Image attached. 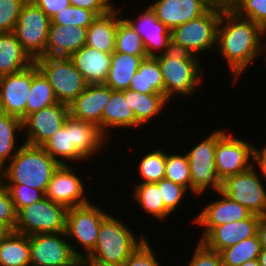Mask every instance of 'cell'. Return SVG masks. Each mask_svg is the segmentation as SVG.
<instances>
[{
    "instance_id": "1",
    "label": "cell",
    "mask_w": 266,
    "mask_h": 266,
    "mask_svg": "<svg viewBox=\"0 0 266 266\" xmlns=\"http://www.w3.org/2000/svg\"><path fill=\"white\" fill-rule=\"evenodd\" d=\"M216 49L232 74L233 85L262 55V27L224 7L217 29Z\"/></svg>"
},
{
    "instance_id": "2",
    "label": "cell",
    "mask_w": 266,
    "mask_h": 266,
    "mask_svg": "<svg viewBox=\"0 0 266 266\" xmlns=\"http://www.w3.org/2000/svg\"><path fill=\"white\" fill-rule=\"evenodd\" d=\"M59 166L41 146L24 143L7 166L0 170V176L3 184H22L45 194Z\"/></svg>"
},
{
    "instance_id": "3",
    "label": "cell",
    "mask_w": 266,
    "mask_h": 266,
    "mask_svg": "<svg viewBox=\"0 0 266 266\" xmlns=\"http://www.w3.org/2000/svg\"><path fill=\"white\" fill-rule=\"evenodd\" d=\"M156 58L164 82V95L169 101L177 95L190 97L204 81L200 58L188 54L185 50L170 47Z\"/></svg>"
},
{
    "instance_id": "4",
    "label": "cell",
    "mask_w": 266,
    "mask_h": 266,
    "mask_svg": "<svg viewBox=\"0 0 266 266\" xmlns=\"http://www.w3.org/2000/svg\"><path fill=\"white\" fill-rule=\"evenodd\" d=\"M129 228L109 212L101 223L94 249L81 260L123 266L130 254L146 239L143 234L136 237V233Z\"/></svg>"
},
{
    "instance_id": "5",
    "label": "cell",
    "mask_w": 266,
    "mask_h": 266,
    "mask_svg": "<svg viewBox=\"0 0 266 266\" xmlns=\"http://www.w3.org/2000/svg\"><path fill=\"white\" fill-rule=\"evenodd\" d=\"M224 7V2L216 3L200 17L174 28L171 47L197 58L199 53L216 50L217 29Z\"/></svg>"
},
{
    "instance_id": "6",
    "label": "cell",
    "mask_w": 266,
    "mask_h": 266,
    "mask_svg": "<svg viewBox=\"0 0 266 266\" xmlns=\"http://www.w3.org/2000/svg\"><path fill=\"white\" fill-rule=\"evenodd\" d=\"M94 203L90 201L84 205L68 208L67 211L65 233L67 239H72L71 241L75 242L70 244L74 254L80 260L94 249L101 223L109 214ZM77 246L82 249L78 250Z\"/></svg>"
},
{
    "instance_id": "7",
    "label": "cell",
    "mask_w": 266,
    "mask_h": 266,
    "mask_svg": "<svg viewBox=\"0 0 266 266\" xmlns=\"http://www.w3.org/2000/svg\"><path fill=\"white\" fill-rule=\"evenodd\" d=\"M34 62L60 103L71 104L88 85L70 57L41 56Z\"/></svg>"
},
{
    "instance_id": "8",
    "label": "cell",
    "mask_w": 266,
    "mask_h": 266,
    "mask_svg": "<svg viewBox=\"0 0 266 266\" xmlns=\"http://www.w3.org/2000/svg\"><path fill=\"white\" fill-rule=\"evenodd\" d=\"M67 211L66 206L45 196L17 212L14 230L27 236L65 232Z\"/></svg>"
},
{
    "instance_id": "9",
    "label": "cell",
    "mask_w": 266,
    "mask_h": 266,
    "mask_svg": "<svg viewBox=\"0 0 266 266\" xmlns=\"http://www.w3.org/2000/svg\"><path fill=\"white\" fill-rule=\"evenodd\" d=\"M207 135L208 137H204L205 139L186 153L191 175V192L195 196H203L205 191L208 193L207 189H212V193L219 191L222 184L215 166L216 130Z\"/></svg>"
},
{
    "instance_id": "10",
    "label": "cell",
    "mask_w": 266,
    "mask_h": 266,
    "mask_svg": "<svg viewBox=\"0 0 266 266\" xmlns=\"http://www.w3.org/2000/svg\"><path fill=\"white\" fill-rule=\"evenodd\" d=\"M50 25L51 19L33 1L24 3L13 33L33 60L46 56Z\"/></svg>"
},
{
    "instance_id": "11",
    "label": "cell",
    "mask_w": 266,
    "mask_h": 266,
    "mask_svg": "<svg viewBox=\"0 0 266 266\" xmlns=\"http://www.w3.org/2000/svg\"><path fill=\"white\" fill-rule=\"evenodd\" d=\"M253 144L229 134L226 129L216 130L215 166L221 181L253 166L255 147Z\"/></svg>"
},
{
    "instance_id": "12",
    "label": "cell",
    "mask_w": 266,
    "mask_h": 266,
    "mask_svg": "<svg viewBox=\"0 0 266 266\" xmlns=\"http://www.w3.org/2000/svg\"><path fill=\"white\" fill-rule=\"evenodd\" d=\"M255 165L248 170L226 177L220 191L245 206L252 214L266 216V185Z\"/></svg>"
},
{
    "instance_id": "13",
    "label": "cell",
    "mask_w": 266,
    "mask_h": 266,
    "mask_svg": "<svg viewBox=\"0 0 266 266\" xmlns=\"http://www.w3.org/2000/svg\"><path fill=\"white\" fill-rule=\"evenodd\" d=\"M30 261L31 266H76L80 263L65 232L30 235Z\"/></svg>"
},
{
    "instance_id": "14",
    "label": "cell",
    "mask_w": 266,
    "mask_h": 266,
    "mask_svg": "<svg viewBox=\"0 0 266 266\" xmlns=\"http://www.w3.org/2000/svg\"><path fill=\"white\" fill-rule=\"evenodd\" d=\"M69 115V105L60 102L30 114L23 120L24 143L42 146L64 125Z\"/></svg>"
},
{
    "instance_id": "15",
    "label": "cell",
    "mask_w": 266,
    "mask_h": 266,
    "mask_svg": "<svg viewBox=\"0 0 266 266\" xmlns=\"http://www.w3.org/2000/svg\"><path fill=\"white\" fill-rule=\"evenodd\" d=\"M78 175L74 165H60L52 175L45 196L67 208L89 203L91 196L86 194L84 184L87 182Z\"/></svg>"
},
{
    "instance_id": "16",
    "label": "cell",
    "mask_w": 266,
    "mask_h": 266,
    "mask_svg": "<svg viewBox=\"0 0 266 266\" xmlns=\"http://www.w3.org/2000/svg\"><path fill=\"white\" fill-rule=\"evenodd\" d=\"M218 194L216 199L211 200L212 202L206 203L200 213L193 218L191 222L195 225L203 228L201 241L214 227L224 225L228 222L239 221L248 218L252 213L245 207L236 201H233L229 196L223 192L215 191L214 195ZM221 197V198H220Z\"/></svg>"
},
{
    "instance_id": "17",
    "label": "cell",
    "mask_w": 266,
    "mask_h": 266,
    "mask_svg": "<svg viewBox=\"0 0 266 266\" xmlns=\"http://www.w3.org/2000/svg\"><path fill=\"white\" fill-rule=\"evenodd\" d=\"M144 8L136 19H123L141 37L147 57H156L171 47V31L158 20L149 5Z\"/></svg>"
},
{
    "instance_id": "18",
    "label": "cell",
    "mask_w": 266,
    "mask_h": 266,
    "mask_svg": "<svg viewBox=\"0 0 266 266\" xmlns=\"http://www.w3.org/2000/svg\"><path fill=\"white\" fill-rule=\"evenodd\" d=\"M32 82V65L0 77V112L26 118V103Z\"/></svg>"
},
{
    "instance_id": "19",
    "label": "cell",
    "mask_w": 266,
    "mask_h": 266,
    "mask_svg": "<svg viewBox=\"0 0 266 266\" xmlns=\"http://www.w3.org/2000/svg\"><path fill=\"white\" fill-rule=\"evenodd\" d=\"M148 5L158 20L172 31L205 14L214 3L211 0H155Z\"/></svg>"
},
{
    "instance_id": "20",
    "label": "cell",
    "mask_w": 266,
    "mask_h": 266,
    "mask_svg": "<svg viewBox=\"0 0 266 266\" xmlns=\"http://www.w3.org/2000/svg\"><path fill=\"white\" fill-rule=\"evenodd\" d=\"M114 90L105 83L88 84L69 104L70 116L96 125L102 133V113Z\"/></svg>"
},
{
    "instance_id": "21",
    "label": "cell",
    "mask_w": 266,
    "mask_h": 266,
    "mask_svg": "<svg viewBox=\"0 0 266 266\" xmlns=\"http://www.w3.org/2000/svg\"><path fill=\"white\" fill-rule=\"evenodd\" d=\"M260 217L251 214L246 219L216 226L201 241L208 248L220 252L244 239L256 236Z\"/></svg>"
},
{
    "instance_id": "22",
    "label": "cell",
    "mask_w": 266,
    "mask_h": 266,
    "mask_svg": "<svg viewBox=\"0 0 266 266\" xmlns=\"http://www.w3.org/2000/svg\"><path fill=\"white\" fill-rule=\"evenodd\" d=\"M87 28L75 25L51 24L46 45V56L70 57L86 45Z\"/></svg>"
},
{
    "instance_id": "23",
    "label": "cell",
    "mask_w": 266,
    "mask_h": 266,
    "mask_svg": "<svg viewBox=\"0 0 266 266\" xmlns=\"http://www.w3.org/2000/svg\"><path fill=\"white\" fill-rule=\"evenodd\" d=\"M112 53H104L84 45L73 53L75 67L82 73L88 84L105 83L108 77Z\"/></svg>"
},
{
    "instance_id": "24",
    "label": "cell",
    "mask_w": 266,
    "mask_h": 266,
    "mask_svg": "<svg viewBox=\"0 0 266 266\" xmlns=\"http://www.w3.org/2000/svg\"><path fill=\"white\" fill-rule=\"evenodd\" d=\"M114 7L107 14L98 16L87 28L86 45L104 53L115 51V40L118 22L123 18L120 16L122 10ZM120 12V13H119Z\"/></svg>"
},
{
    "instance_id": "25",
    "label": "cell",
    "mask_w": 266,
    "mask_h": 266,
    "mask_svg": "<svg viewBox=\"0 0 266 266\" xmlns=\"http://www.w3.org/2000/svg\"><path fill=\"white\" fill-rule=\"evenodd\" d=\"M112 128H137V120L122 91L112 92L111 99L102 113V134L108 141L112 137Z\"/></svg>"
},
{
    "instance_id": "26",
    "label": "cell",
    "mask_w": 266,
    "mask_h": 266,
    "mask_svg": "<svg viewBox=\"0 0 266 266\" xmlns=\"http://www.w3.org/2000/svg\"><path fill=\"white\" fill-rule=\"evenodd\" d=\"M71 137L74 148L87 160L100 154L106 147L107 138L90 122L71 117ZM102 149V150H101Z\"/></svg>"
},
{
    "instance_id": "27",
    "label": "cell",
    "mask_w": 266,
    "mask_h": 266,
    "mask_svg": "<svg viewBox=\"0 0 266 266\" xmlns=\"http://www.w3.org/2000/svg\"><path fill=\"white\" fill-rule=\"evenodd\" d=\"M125 99L130 105L134 116L137 120V128L147 126L155 117L160 116L161 111L169 104L164 94H144L131 89L123 90Z\"/></svg>"
},
{
    "instance_id": "28",
    "label": "cell",
    "mask_w": 266,
    "mask_h": 266,
    "mask_svg": "<svg viewBox=\"0 0 266 266\" xmlns=\"http://www.w3.org/2000/svg\"><path fill=\"white\" fill-rule=\"evenodd\" d=\"M1 266H31L30 236L15 230L3 231L0 235Z\"/></svg>"
},
{
    "instance_id": "29",
    "label": "cell",
    "mask_w": 266,
    "mask_h": 266,
    "mask_svg": "<svg viewBox=\"0 0 266 266\" xmlns=\"http://www.w3.org/2000/svg\"><path fill=\"white\" fill-rule=\"evenodd\" d=\"M33 63L13 32L0 33V77L19 72Z\"/></svg>"
},
{
    "instance_id": "30",
    "label": "cell",
    "mask_w": 266,
    "mask_h": 266,
    "mask_svg": "<svg viewBox=\"0 0 266 266\" xmlns=\"http://www.w3.org/2000/svg\"><path fill=\"white\" fill-rule=\"evenodd\" d=\"M146 57L147 55H130L114 51L105 84L114 91L127 90L133 75Z\"/></svg>"
},
{
    "instance_id": "31",
    "label": "cell",
    "mask_w": 266,
    "mask_h": 266,
    "mask_svg": "<svg viewBox=\"0 0 266 266\" xmlns=\"http://www.w3.org/2000/svg\"><path fill=\"white\" fill-rule=\"evenodd\" d=\"M41 147L60 165H69L70 161L71 163L86 161L72 144L70 115L64 125Z\"/></svg>"
},
{
    "instance_id": "32",
    "label": "cell",
    "mask_w": 266,
    "mask_h": 266,
    "mask_svg": "<svg viewBox=\"0 0 266 266\" xmlns=\"http://www.w3.org/2000/svg\"><path fill=\"white\" fill-rule=\"evenodd\" d=\"M21 131L24 130L23 121L20 118L0 112V170L10 162L24 144L22 136L17 137L22 133ZM18 138H21V141H17Z\"/></svg>"
},
{
    "instance_id": "33",
    "label": "cell",
    "mask_w": 266,
    "mask_h": 266,
    "mask_svg": "<svg viewBox=\"0 0 266 266\" xmlns=\"http://www.w3.org/2000/svg\"><path fill=\"white\" fill-rule=\"evenodd\" d=\"M128 89L144 94H164V82L156 57H146L142 60Z\"/></svg>"
},
{
    "instance_id": "34",
    "label": "cell",
    "mask_w": 266,
    "mask_h": 266,
    "mask_svg": "<svg viewBox=\"0 0 266 266\" xmlns=\"http://www.w3.org/2000/svg\"><path fill=\"white\" fill-rule=\"evenodd\" d=\"M135 189L132 192V198L137 201V205L144 210L152 218L159 221L168 220V217L172 215L164 205L161 198V189L158 188L156 183H136Z\"/></svg>"
},
{
    "instance_id": "35",
    "label": "cell",
    "mask_w": 266,
    "mask_h": 266,
    "mask_svg": "<svg viewBox=\"0 0 266 266\" xmlns=\"http://www.w3.org/2000/svg\"><path fill=\"white\" fill-rule=\"evenodd\" d=\"M58 103L52 86L38 70L35 62L32 64V82L26 103V117L47 106Z\"/></svg>"
},
{
    "instance_id": "36",
    "label": "cell",
    "mask_w": 266,
    "mask_h": 266,
    "mask_svg": "<svg viewBox=\"0 0 266 266\" xmlns=\"http://www.w3.org/2000/svg\"><path fill=\"white\" fill-rule=\"evenodd\" d=\"M261 248L257 235L244 239L219 252L222 266H241L248 260L258 259Z\"/></svg>"
},
{
    "instance_id": "37",
    "label": "cell",
    "mask_w": 266,
    "mask_h": 266,
    "mask_svg": "<svg viewBox=\"0 0 266 266\" xmlns=\"http://www.w3.org/2000/svg\"><path fill=\"white\" fill-rule=\"evenodd\" d=\"M138 164L140 179L137 183H156L165 178L166 151L155 149L142 156Z\"/></svg>"
},
{
    "instance_id": "38",
    "label": "cell",
    "mask_w": 266,
    "mask_h": 266,
    "mask_svg": "<svg viewBox=\"0 0 266 266\" xmlns=\"http://www.w3.org/2000/svg\"><path fill=\"white\" fill-rule=\"evenodd\" d=\"M165 178L191 191L190 168L185 152H166Z\"/></svg>"
},
{
    "instance_id": "39",
    "label": "cell",
    "mask_w": 266,
    "mask_h": 266,
    "mask_svg": "<svg viewBox=\"0 0 266 266\" xmlns=\"http://www.w3.org/2000/svg\"><path fill=\"white\" fill-rule=\"evenodd\" d=\"M115 52L147 55L141 37L123 18L117 26Z\"/></svg>"
},
{
    "instance_id": "40",
    "label": "cell",
    "mask_w": 266,
    "mask_h": 266,
    "mask_svg": "<svg viewBox=\"0 0 266 266\" xmlns=\"http://www.w3.org/2000/svg\"><path fill=\"white\" fill-rule=\"evenodd\" d=\"M224 3L240 17L250 19L261 27L266 25V0H224Z\"/></svg>"
},
{
    "instance_id": "41",
    "label": "cell",
    "mask_w": 266,
    "mask_h": 266,
    "mask_svg": "<svg viewBox=\"0 0 266 266\" xmlns=\"http://www.w3.org/2000/svg\"><path fill=\"white\" fill-rule=\"evenodd\" d=\"M97 17L93 11L70 5L62 11H58L51 18V24L75 25L88 28Z\"/></svg>"
},
{
    "instance_id": "42",
    "label": "cell",
    "mask_w": 266,
    "mask_h": 266,
    "mask_svg": "<svg viewBox=\"0 0 266 266\" xmlns=\"http://www.w3.org/2000/svg\"><path fill=\"white\" fill-rule=\"evenodd\" d=\"M158 188L161 189V198L164 202L165 208L171 213L177 212V208L181 205L184 197L189 191L171 180L166 178L156 182ZM186 194V195H185Z\"/></svg>"
},
{
    "instance_id": "43",
    "label": "cell",
    "mask_w": 266,
    "mask_h": 266,
    "mask_svg": "<svg viewBox=\"0 0 266 266\" xmlns=\"http://www.w3.org/2000/svg\"><path fill=\"white\" fill-rule=\"evenodd\" d=\"M11 196V200L14 203L16 212L21 208L30 205L32 203L40 201L45 197V194L38 189L28 187L22 184H4Z\"/></svg>"
},
{
    "instance_id": "44",
    "label": "cell",
    "mask_w": 266,
    "mask_h": 266,
    "mask_svg": "<svg viewBox=\"0 0 266 266\" xmlns=\"http://www.w3.org/2000/svg\"><path fill=\"white\" fill-rule=\"evenodd\" d=\"M27 0H0V33L14 31L19 14Z\"/></svg>"
},
{
    "instance_id": "45",
    "label": "cell",
    "mask_w": 266,
    "mask_h": 266,
    "mask_svg": "<svg viewBox=\"0 0 266 266\" xmlns=\"http://www.w3.org/2000/svg\"><path fill=\"white\" fill-rule=\"evenodd\" d=\"M17 212L7 187L0 179V228L4 231L14 230Z\"/></svg>"
},
{
    "instance_id": "46",
    "label": "cell",
    "mask_w": 266,
    "mask_h": 266,
    "mask_svg": "<svg viewBox=\"0 0 266 266\" xmlns=\"http://www.w3.org/2000/svg\"><path fill=\"white\" fill-rule=\"evenodd\" d=\"M146 238L128 257L123 266H160L156 253ZM154 251V252H153Z\"/></svg>"
},
{
    "instance_id": "47",
    "label": "cell",
    "mask_w": 266,
    "mask_h": 266,
    "mask_svg": "<svg viewBox=\"0 0 266 266\" xmlns=\"http://www.w3.org/2000/svg\"><path fill=\"white\" fill-rule=\"evenodd\" d=\"M193 256L186 266H222L220 253L208 248L202 241H197Z\"/></svg>"
},
{
    "instance_id": "48",
    "label": "cell",
    "mask_w": 266,
    "mask_h": 266,
    "mask_svg": "<svg viewBox=\"0 0 266 266\" xmlns=\"http://www.w3.org/2000/svg\"><path fill=\"white\" fill-rule=\"evenodd\" d=\"M69 2L71 6L93 11L97 16L107 14L115 7L112 0H69Z\"/></svg>"
},
{
    "instance_id": "49",
    "label": "cell",
    "mask_w": 266,
    "mask_h": 266,
    "mask_svg": "<svg viewBox=\"0 0 266 266\" xmlns=\"http://www.w3.org/2000/svg\"><path fill=\"white\" fill-rule=\"evenodd\" d=\"M51 19L58 11L70 6L69 0H31Z\"/></svg>"
},
{
    "instance_id": "50",
    "label": "cell",
    "mask_w": 266,
    "mask_h": 266,
    "mask_svg": "<svg viewBox=\"0 0 266 266\" xmlns=\"http://www.w3.org/2000/svg\"><path fill=\"white\" fill-rule=\"evenodd\" d=\"M253 165H255L258 171H260V175L266 180V145H264V147L262 145L261 149L254 147Z\"/></svg>"
},
{
    "instance_id": "51",
    "label": "cell",
    "mask_w": 266,
    "mask_h": 266,
    "mask_svg": "<svg viewBox=\"0 0 266 266\" xmlns=\"http://www.w3.org/2000/svg\"><path fill=\"white\" fill-rule=\"evenodd\" d=\"M257 236L262 248H266V216L260 217Z\"/></svg>"
},
{
    "instance_id": "52",
    "label": "cell",
    "mask_w": 266,
    "mask_h": 266,
    "mask_svg": "<svg viewBox=\"0 0 266 266\" xmlns=\"http://www.w3.org/2000/svg\"><path fill=\"white\" fill-rule=\"evenodd\" d=\"M81 266H119V265H111V264H102L93 260H80Z\"/></svg>"
},
{
    "instance_id": "53",
    "label": "cell",
    "mask_w": 266,
    "mask_h": 266,
    "mask_svg": "<svg viewBox=\"0 0 266 266\" xmlns=\"http://www.w3.org/2000/svg\"><path fill=\"white\" fill-rule=\"evenodd\" d=\"M264 53H265L264 57L266 58V25L262 27V56Z\"/></svg>"
},
{
    "instance_id": "54",
    "label": "cell",
    "mask_w": 266,
    "mask_h": 266,
    "mask_svg": "<svg viewBox=\"0 0 266 266\" xmlns=\"http://www.w3.org/2000/svg\"><path fill=\"white\" fill-rule=\"evenodd\" d=\"M258 261L260 266H266V248H261Z\"/></svg>"
},
{
    "instance_id": "55",
    "label": "cell",
    "mask_w": 266,
    "mask_h": 266,
    "mask_svg": "<svg viewBox=\"0 0 266 266\" xmlns=\"http://www.w3.org/2000/svg\"><path fill=\"white\" fill-rule=\"evenodd\" d=\"M241 266H260L258 259L248 260L243 263Z\"/></svg>"
},
{
    "instance_id": "56",
    "label": "cell",
    "mask_w": 266,
    "mask_h": 266,
    "mask_svg": "<svg viewBox=\"0 0 266 266\" xmlns=\"http://www.w3.org/2000/svg\"><path fill=\"white\" fill-rule=\"evenodd\" d=\"M214 4L224 2V0H211Z\"/></svg>"
}]
</instances>
